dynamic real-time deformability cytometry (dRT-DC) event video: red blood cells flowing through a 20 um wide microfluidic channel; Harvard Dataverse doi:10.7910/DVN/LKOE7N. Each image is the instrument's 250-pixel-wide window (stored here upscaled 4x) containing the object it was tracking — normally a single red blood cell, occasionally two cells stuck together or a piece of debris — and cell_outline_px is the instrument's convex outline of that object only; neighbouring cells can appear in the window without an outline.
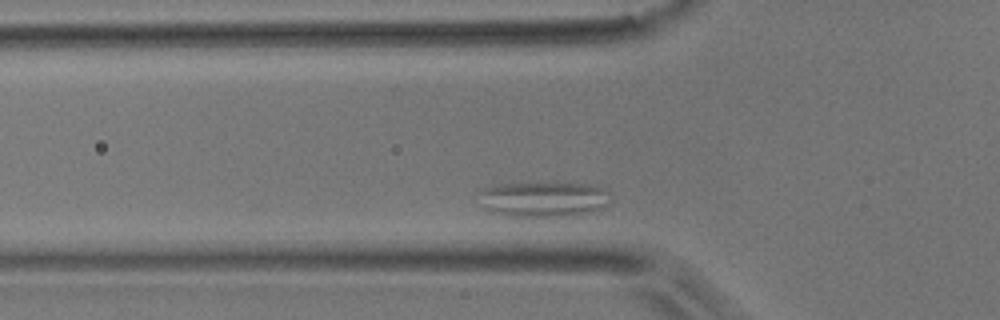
{"species": "common noctule bat (a hibernating species)", "species_latin": "Nyctalus noctula", "temperature_condition": "room temperature", "stored_images_in_passage": 11, "segment_of_instrument_passage": [1, 2], "camera_frame_rate_fps": 3000, "um_per_image_px": 0.085, "animal": {"sex": "male", "body_mass_g": 17.9}, "frame": {"image": 1, "passage_image": 8, "time_ms": 2.333, "image_size_px": [1000, 320], "cell_outline_px": [[608, 204], [604, 208], [592, 212], [576, 216], [508, 216], [492, 212], [488, 208], [476, 192], [484, 188], [500, 184], [552, 180], [596, 184], [608, 192]], "centroid_in_image_um": [46.28, 16.88], "position_along_channel_um": 79.5, "area_um2": 28.15}}
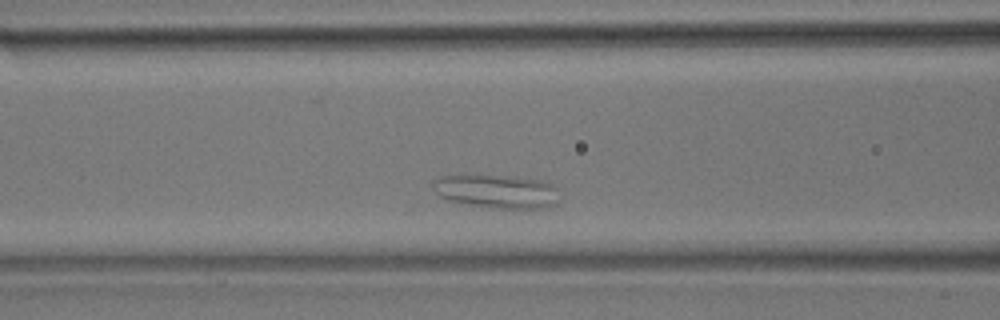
{"frame": {"image": 2, "passage_image": 10, "time_ms": 3.0, "image_size_px": [1000, 320], "cell_outline_px": [[560, 204], [552, 208], [488, 208], [448, 200], [440, 196], [432, 188], [432, 180], [440, 176], [516, 176], [540, 180], [552, 184], [556, 188]], "centroid_in_image_um": [42.28, 16.28], "position_along_channel_um": 124.3, "area_um2": 24.97}}